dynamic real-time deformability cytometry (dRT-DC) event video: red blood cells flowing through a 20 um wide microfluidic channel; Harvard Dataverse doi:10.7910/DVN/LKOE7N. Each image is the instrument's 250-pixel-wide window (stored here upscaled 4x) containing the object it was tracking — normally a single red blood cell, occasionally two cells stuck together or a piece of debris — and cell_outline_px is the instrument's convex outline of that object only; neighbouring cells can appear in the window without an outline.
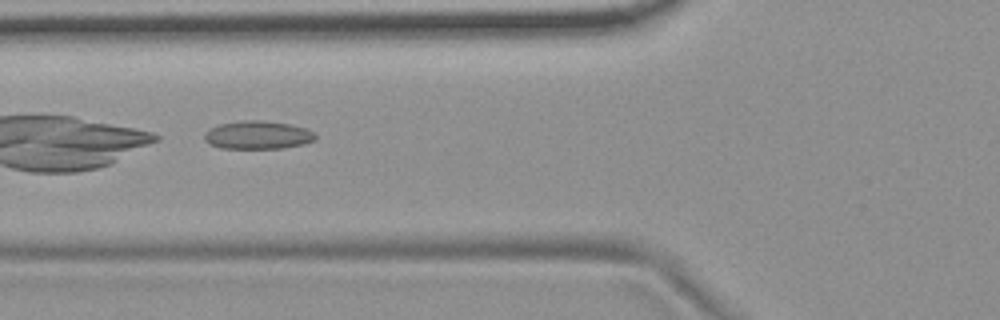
{"species": "common noctule bat (a hibernating species)", "species_latin": "Nyctalus noctula", "temperature_condition": "room temperature", "stored_images_in_passage": 10, "camera_frame_rate_fps": 3000, "um_per_image_px": 0.085, "animal": {"sex": "female", "body_mass_g": 19.9}, "frame": {"image": 1, "passage_image": 6, "time_ms": 1.667, "image_size_px": [1000, 320], "cell_outline_px": [[316, 140], [304, 144], [284, 148], [220, 148], [208, 144], [204, 140], [204, 132], [220, 124], [240, 120], [260, 120], [288, 124], [304, 128], [312, 132], [316, 136]], "centroid_in_image_um": [21.88, 11.48], "position_along_channel_um": 103.9, "area_um2": 18.21}}
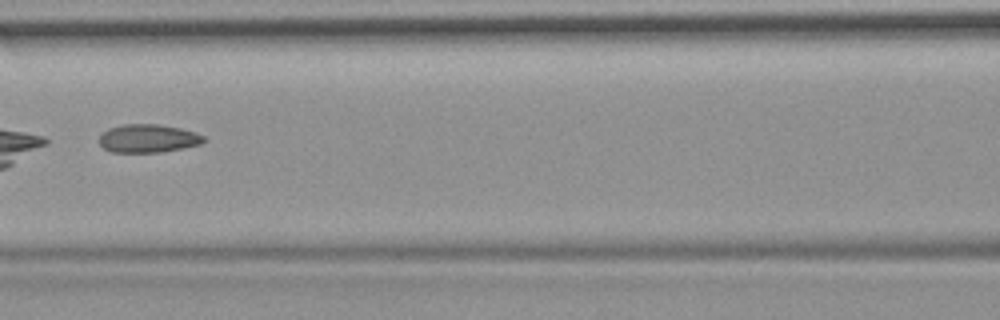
{"frame": {"image": 2, "passage_image": 7, "time_ms": 2.0, "image_size_px": [1000, 320], "cell_outline_px": [[208, 140], [200, 144], [160, 152], [112, 152], [104, 148], [100, 144], [100, 136], [108, 128], [124, 124], [156, 124], [180, 128], [196, 132], [204, 136]], "centroid_in_image_um": [12.6, 11.76], "position_along_channel_um": 154.0, "area_um2": 17.11}}